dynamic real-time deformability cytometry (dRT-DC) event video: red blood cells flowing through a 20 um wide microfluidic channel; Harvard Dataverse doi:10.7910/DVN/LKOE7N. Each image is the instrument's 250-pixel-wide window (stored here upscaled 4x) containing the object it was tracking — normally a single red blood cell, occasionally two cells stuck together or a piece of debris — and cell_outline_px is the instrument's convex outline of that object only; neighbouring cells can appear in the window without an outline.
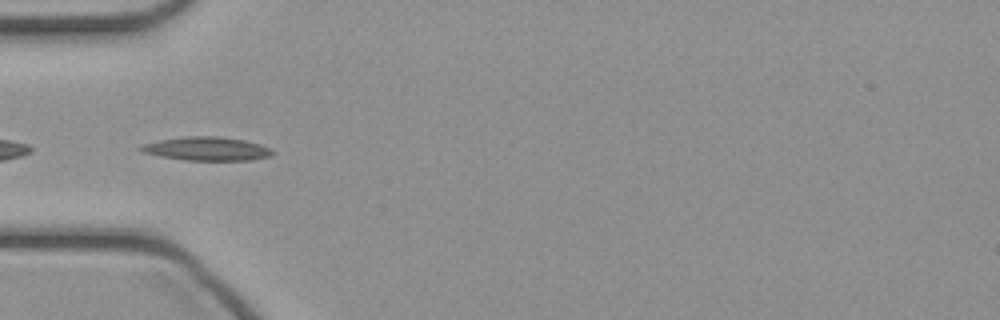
{"species": "common noctule bat (a hibernating species)", "species_latin": "Nyctalus noctula", "temperature_condition": "cold", "stored_images_in_passage": 33, "camera_frame_rate_fps": 3000, "um_per_image_px": 0.085, "animal": {"sex": "female", "body_mass_g": 21.9}, "frame": {"image": 1, "passage_image": 2, "time_ms": 0.333, "image_size_px": [1000, 320], "cell_outline_px": [[276, 152], [272, 156], [252, 160], [184, 160], [160, 156], [144, 152], [136, 148], [144, 144], [160, 140], [184, 136], [216, 136], [244, 140], [260, 144], [272, 148]], "centroid_in_image_um": [17.63, 12.64], "position_along_channel_um": 67.4, "area_um2": 18.21}}
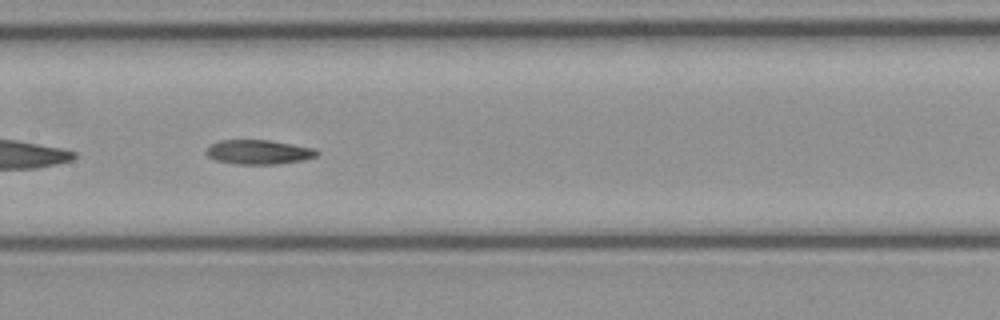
{"frame": {"image": 2, "passage_image": 10, "time_ms": 3.0, "image_size_px": [1000, 320], "cell_outline_px": [[320, 152], [316, 156], [304, 160], [276, 164], [236, 164], [216, 160], [208, 156], [204, 152], [212, 144], [220, 140], [272, 140], [316, 148]], "centroid_in_image_um": [22.03, 12.92], "position_along_channel_um": 185.4, "area_um2": 15.84}}
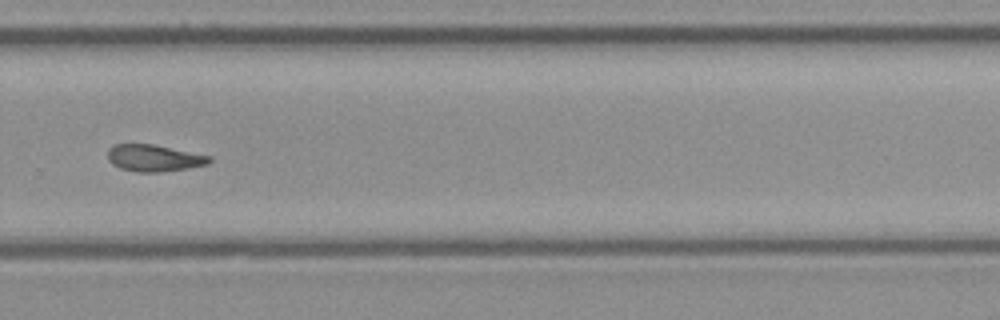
{"frame": {"image": 3, "passage_image": 19, "time_ms": 6.0, "image_size_px": [1000, 320], "cell_outline_px": [[212, 160], [208, 164], [188, 168], [160, 172], [136, 172], [120, 168], [112, 164], [108, 160], [108, 148], [112, 144], [152, 144], [212, 156]], "centroid_in_image_um": [13.08, 13.43], "position_along_channel_um": 316.7, "area_um2": 15.95}}